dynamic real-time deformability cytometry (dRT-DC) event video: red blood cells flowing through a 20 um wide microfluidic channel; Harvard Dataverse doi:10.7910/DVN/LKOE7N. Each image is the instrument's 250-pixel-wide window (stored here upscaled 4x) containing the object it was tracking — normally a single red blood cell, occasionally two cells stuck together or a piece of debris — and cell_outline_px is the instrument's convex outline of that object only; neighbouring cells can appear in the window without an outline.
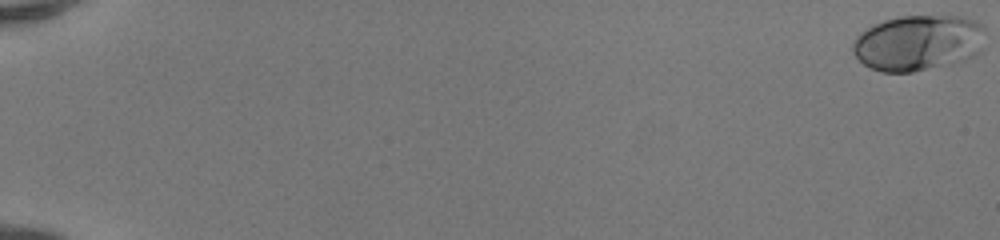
{"species": "human", "species_latin": "Homo sapiens", "temperature_condition": "room temperature", "stored_images_in_passage": 52, "camera_frame_rate_fps": 3000, "um_per_image_px": 0.085, "donor": {"sex": "female"}, "frame": {"image": 1, "passage_image": 1, "time_ms": 0.0, "image_size_px": [1000, 240], "cell_outline_px": [[984, 28], [980, 52], [976, 56], [952, 64], [912, 72], [880, 72], [864, 64], [852, 52], [852, 44], [856, 36], [860, 32], [884, 20], [900, 16], [960, 16], [976, 20], [984, 24]], "centroid_in_image_um": [78.06, 3.64], "position_along_channel_um": 6.9, "area_um2": 43.29}}
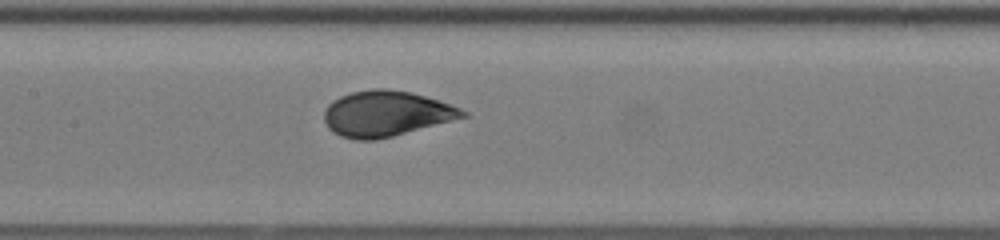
{"frame": {"image": 2, "passage_image": 28, "time_ms": 9.0, "image_size_px": [1000, 240], "cell_outline_px": [[468, 116], [392, 136], [376, 140], [356, 140], [340, 136], [332, 132], [328, 128], [324, 120], [324, 108], [332, 100], [340, 96], [352, 92], [372, 88], [388, 88], [412, 92], [460, 108], [468, 112]], "centroid_in_image_um": [32.76, 9.65], "position_along_channel_um": 174.6, "area_um2": 36.76}}
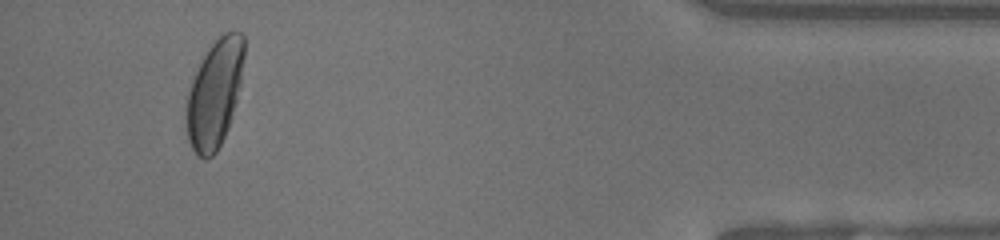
{"frame": {"image": 3, "passage_image": 49, "time_ms": 16.0, "image_size_px": [1000, 240], "cell_outline_px": [[244, 56], [240, 84], [236, 100], [228, 128], [216, 152], [212, 156], [204, 160], [192, 148], [188, 140], [184, 120], [184, 116], [188, 92], [192, 80], [208, 48], [224, 32], [240, 32], [244, 36]], "centroid_in_image_um": [18.22, 7.98], "position_along_channel_um": 417.0, "area_um2": 36.07}, "authors_computed_cell_mechanics": {"area_um2": 36.8475, "velocity_mm_per_s": 4.1932, "shape_relaxation_time_tau1_ms": 3.9216, "shape_relaxation_time_tau2_ms": null, "deformation_change_tau1": 0.1827, "deformation_change_tau2": null}}